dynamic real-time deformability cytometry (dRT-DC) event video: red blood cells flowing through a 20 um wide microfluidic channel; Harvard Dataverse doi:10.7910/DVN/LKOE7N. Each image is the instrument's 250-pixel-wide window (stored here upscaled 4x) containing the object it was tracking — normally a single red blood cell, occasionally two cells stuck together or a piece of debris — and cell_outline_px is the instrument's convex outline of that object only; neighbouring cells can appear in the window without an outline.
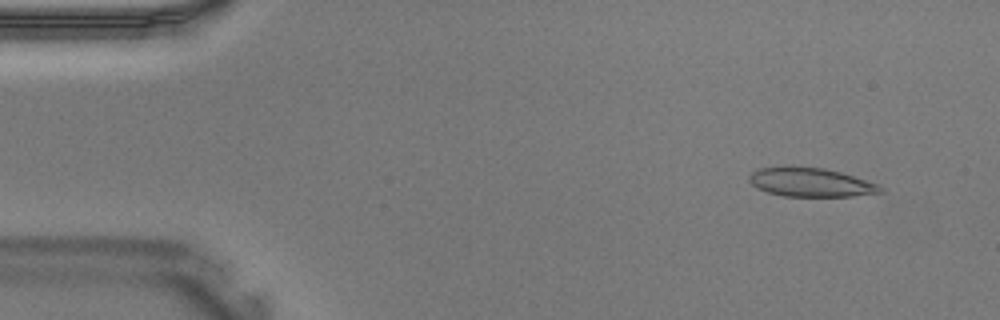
{"species": "Egyptian fruit bat (a non-hibernating species)", "species_latin": "Rousettus aegyptiacus", "temperature_condition": "warm", "stored_images_in_passage": 39, "camera_frame_rate_fps": 3000, "um_per_image_px": 0.085, "animal": {"sex": "male"}, "frame": {"image": 1, "passage_image": 3, "time_ms": 0.667, "image_size_px": [1000, 320], "cell_outline_px": [[884, 192], [852, 196], [784, 196], [768, 192], [756, 188], [748, 180], [748, 176], [752, 172], [760, 168], [792, 164], [824, 168], [840, 172], [880, 184], [884, 188]], "centroid_in_image_um": [68.89, 15.47], "position_along_channel_um": 16.1, "area_um2": 22.6}}
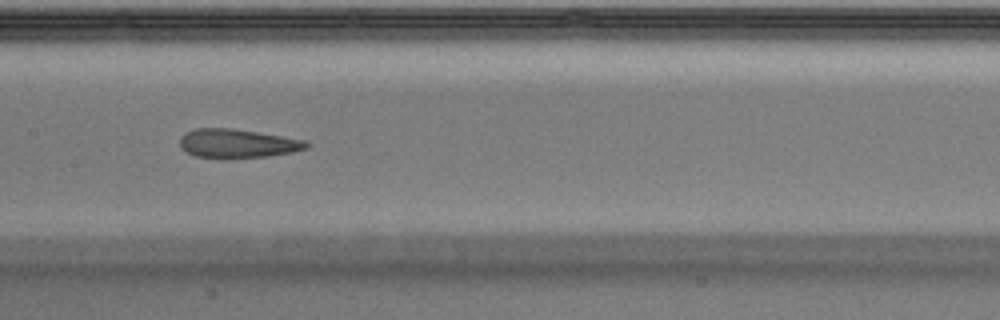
{"frame": {"image": 2, "passage_image": 19, "time_ms": 6.0, "image_size_px": [1000, 320], "cell_outline_px": [[312, 144], [308, 148], [292, 152], [268, 156], [196, 156], [180, 148], [180, 136], [196, 128], [232, 128], [304, 140]], "centroid_in_image_um": [20.21, 12.16], "position_along_channel_um": 187.2, "area_um2": 20.52}}
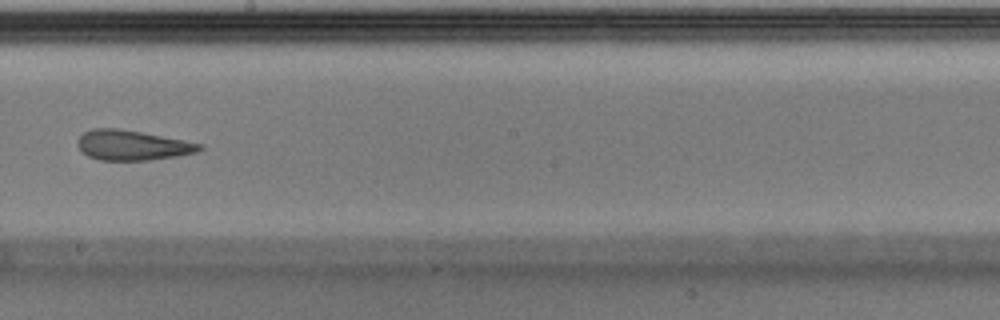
{"frame": {"image": 3, "passage_image": 22, "time_ms": 7.0, "image_size_px": [1000, 320], "cell_outline_px": [[204, 148], [196, 152], [176, 156], [148, 160], [100, 160], [88, 156], [80, 152], [76, 144], [76, 140], [84, 132], [92, 128], [120, 128], [184, 140], [204, 144]], "centroid_in_image_um": [11.2, 12.34], "position_along_channel_um": 237.0, "area_um2": 21.5}}